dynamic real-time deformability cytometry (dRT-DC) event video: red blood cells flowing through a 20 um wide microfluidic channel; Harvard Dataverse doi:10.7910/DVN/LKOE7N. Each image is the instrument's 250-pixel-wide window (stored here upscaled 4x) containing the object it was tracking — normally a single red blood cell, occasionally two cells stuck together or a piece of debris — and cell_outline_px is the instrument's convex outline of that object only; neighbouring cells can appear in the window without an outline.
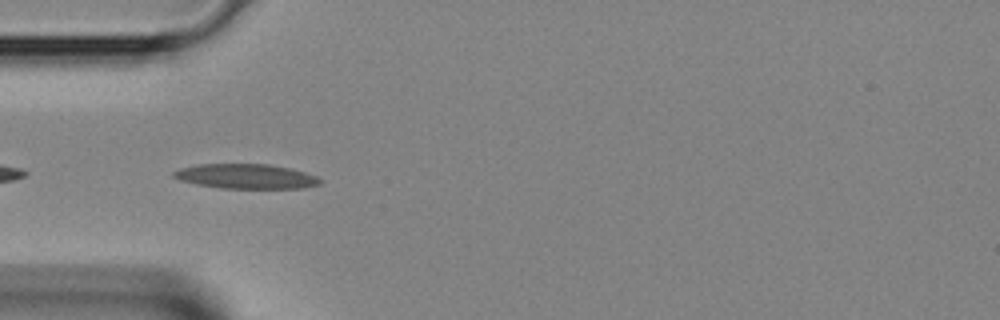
{"species": "Egyptian fruit bat (a non-hibernating species)", "species_latin": "Rousettus aegyptiacus", "temperature_condition": "room temperature", "stored_images_in_passage": 4, "segment_of_instrument_passage": [2, 2], "camera_frame_rate_fps": 3000, "um_per_image_px": 0.085, "animal": {"sex": "female"}, "frame": {"image": 1, "passage_image": 4, "time_ms": 1.0, "image_size_px": [1000, 320], "cell_outline_px": [[320, 184], [300, 188], [220, 188], [196, 184], [180, 180], [172, 176], [172, 172], [180, 168], [196, 164], [268, 164], [292, 168], [316, 176], [320, 180]], "centroid_in_image_um": [20.87, 14.98], "position_along_channel_um": 64.1, "area_um2": 21.04}}